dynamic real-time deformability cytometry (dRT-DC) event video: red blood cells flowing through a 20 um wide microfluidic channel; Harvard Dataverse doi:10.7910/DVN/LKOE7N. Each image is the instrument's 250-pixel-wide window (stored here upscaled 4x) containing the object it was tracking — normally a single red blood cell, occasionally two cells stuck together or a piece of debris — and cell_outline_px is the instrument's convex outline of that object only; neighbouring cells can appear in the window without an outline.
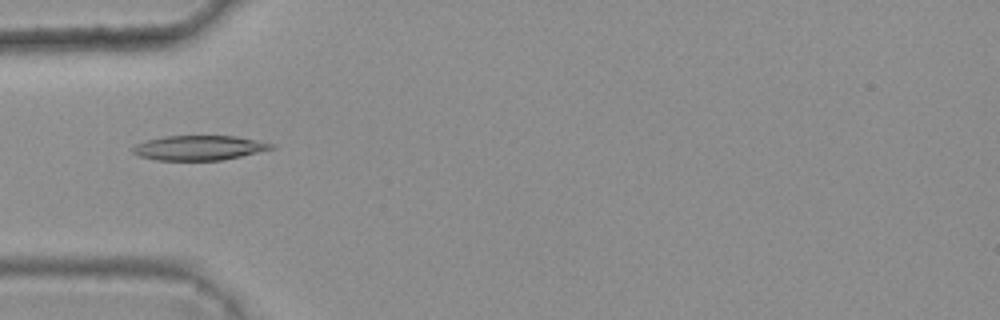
{"species": "common noctule bat (a hibernating species)", "species_latin": "Nyctalus noctula", "temperature_condition": "warm", "stored_images_in_passage": 4, "camera_frame_rate_fps": 3000, "um_per_image_px": 0.085, "animal": {"sex": "female", "body_mass_g": 25.1}, "frame": {"image": 1, "passage_image": 4, "time_ms": 1.0, "image_size_px": [1000, 320], "cell_outline_px": [[276, 148], [240, 156], [220, 160], [156, 160], [140, 156], [132, 152], [132, 148], [136, 144], [148, 140], [164, 136], [236, 136], [276, 144]], "centroid_in_image_um": [16.94, 12.56], "position_along_channel_um": 68.1, "area_um2": 19.83}}